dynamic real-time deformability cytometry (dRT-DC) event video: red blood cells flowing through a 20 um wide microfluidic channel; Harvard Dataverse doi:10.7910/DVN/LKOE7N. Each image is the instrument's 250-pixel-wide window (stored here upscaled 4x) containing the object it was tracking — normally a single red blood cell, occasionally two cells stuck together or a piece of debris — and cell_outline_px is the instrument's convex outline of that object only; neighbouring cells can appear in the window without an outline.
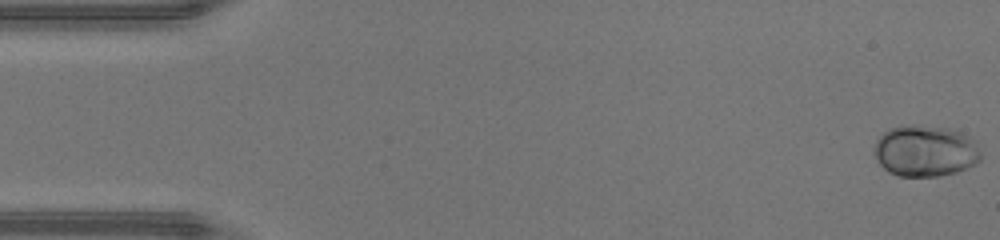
{"species": "human", "species_latin": "Homo sapiens", "temperature_condition": "warm", "stored_images_in_passage": 47, "camera_frame_rate_fps": 3000, "um_per_image_px": 0.085, "donor": {"sex": "male"}, "frame": {"image": 1, "passage_image": 1, "time_ms": 0.0, "image_size_px": [1000, 240], "cell_outline_px": [[980, 160], [956, 172], [936, 176], [900, 176], [888, 172], [880, 164], [872, 152], [876, 140], [888, 128], [948, 128], [960, 132], [976, 140], [980, 152]], "centroid_in_image_um": [78.64, 12.87], "position_along_channel_um": 6.4, "area_um2": 31.1}}
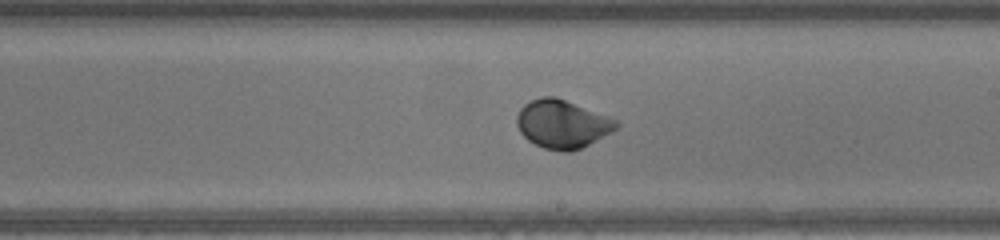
{"frame": {"image": 2, "passage_image": 27, "time_ms": 8.667, "image_size_px": [1000, 240], "cell_outline_px": [[620, 124], [612, 132], [572, 152], [564, 152], [544, 148], [528, 140], [520, 132], [516, 124], [516, 116], [520, 108], [524, 104], [540, 96], [556, 96], [612, 116]], "centroid_in_image_um": [47.8, 10.52], "position_along_channel_um": 241.2, "area_um2": 28.32}}
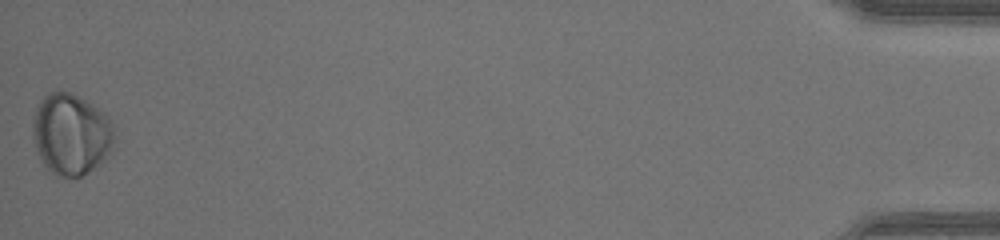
{"frame": {"image": 3, "passage_image": 47, "time_ms": 15.333, "image_size_px": [1000, 240], "cell_outline_px": [[112, 148], [104, 160], [100, 164], [88, 172], [80, 176], [56, 176], [40, 160], [36, 152], [32, 136], [32, 120], [36, 108], [40, 100], [48, 92], [56, 88], [68, 92], [92, 104], [104, 112], [112, 120]], "centroid_in_image_um": [6.0, 11.38], "position_along_channel_um": 429.2, "area_um2": 38.9}, "authors_computed_cell_mechanics": {"area_um2": 27.3972, "velocity_mm_per_s": 4.4264, "shape_relaxation_time_tau1_ms": 1.8226, "shape_relaxation_time_tau2_ms": null, "deformation_change_tau1": 0.1193, "deformation_change_tau2": null}}